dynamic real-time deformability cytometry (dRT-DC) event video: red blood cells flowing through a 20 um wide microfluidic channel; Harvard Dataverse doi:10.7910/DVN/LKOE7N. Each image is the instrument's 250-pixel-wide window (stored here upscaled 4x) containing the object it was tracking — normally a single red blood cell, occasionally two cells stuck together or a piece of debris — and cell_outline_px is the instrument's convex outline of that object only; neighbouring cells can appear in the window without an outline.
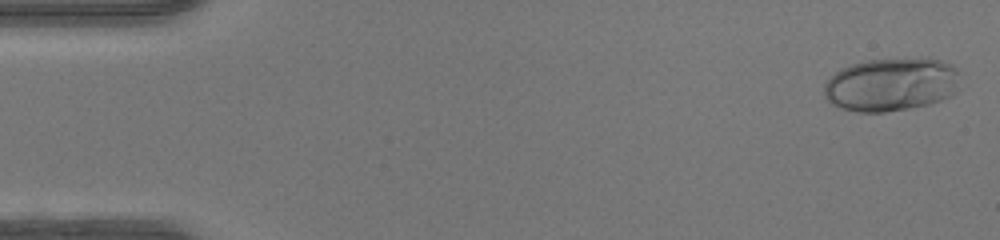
{"species": "human", "species_latin": "Homo sapiens", "temperature_condition": "warm", "stored_images_in_passage": 48, "camera_frame_rate_fps": 3000, "um_per_image_px": 0.085, "donor": {"sex": "female"}, "frame": {"image": 1, "passage_image": 1, "time_ms": 0.0, "image_size_px": [1000, 240], "cell_outline_px": [[956, 92], [952, 96], [928, 104], [908, 108], [884, 112], [856, 112], [840, 108], [832, 104], [824, 96], [824, 84], [840, 68], [852, 64], [868, 60], [928, 56], [952, 64], [956, 68]], "centroid_in_image_um": [75.74, 7.16], "position_along_channel_um": 9.3, "area_um2": 42.6}}
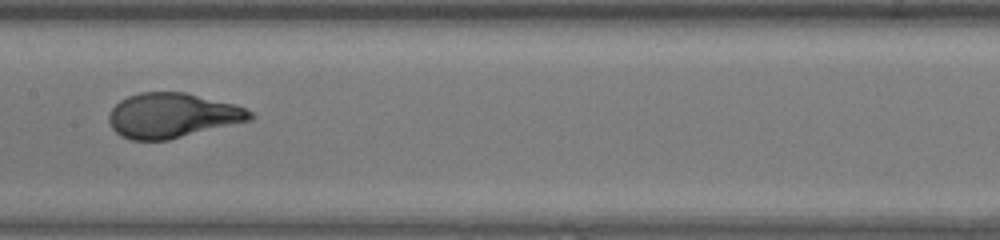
{"frame": {"image": 2, "passage_image": 24, "time_ms": 7.667, "image_size_px": [1000, 240], "cell_outline_px": [[256, 116], [252, 120], [168, 140], [128, 140], [120, 136], [112, 128], [108, 120], [108, 116], [112, 108], [120, 100], [128, 96], [140, 92], [184, 92], [236, 104], [252, 112]], "centroid_in_image_um": [14.65, 9.82], "position_along_channel_um": 192.7, "area_um2": 37.05}}
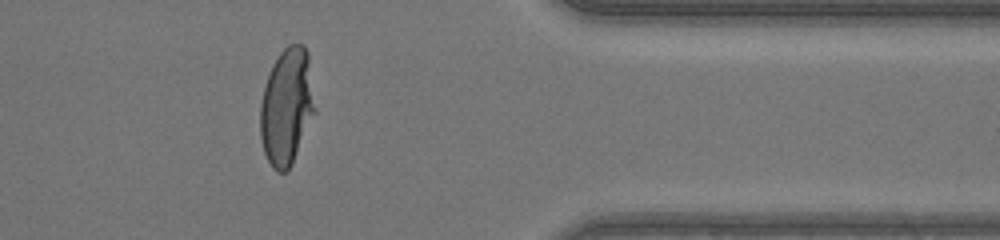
{"frame": {"image": 3, "passage_image": 39, "time_ms": 12.667, "image_size_px": [1000, 240], "cell_outline_px": [[316, 112], [292, 164], [288, 172], [276, 172], [272, 168], [264, 152], [260, 136], [260, 104], [264, 88], [272, 64], [280, 52], [288, 44], [304, 44], [308, 52], [316, 108]], "centroid_in_image_um": [24.39, 9.07], "position_along_channel_um": 387.0, "area_um2": 37.63}, "authors_computed_cell_mechanics": {"area_um2": 37.4544, "velocity_mm_per_s": 4.2681, "shape_relaxation_time_tau1_ms": 5.2421, "shape_relaxation_time_tau2_ms": null, "deformation_change_tau1": 0.2704, "deformation_change_tau2": null}}